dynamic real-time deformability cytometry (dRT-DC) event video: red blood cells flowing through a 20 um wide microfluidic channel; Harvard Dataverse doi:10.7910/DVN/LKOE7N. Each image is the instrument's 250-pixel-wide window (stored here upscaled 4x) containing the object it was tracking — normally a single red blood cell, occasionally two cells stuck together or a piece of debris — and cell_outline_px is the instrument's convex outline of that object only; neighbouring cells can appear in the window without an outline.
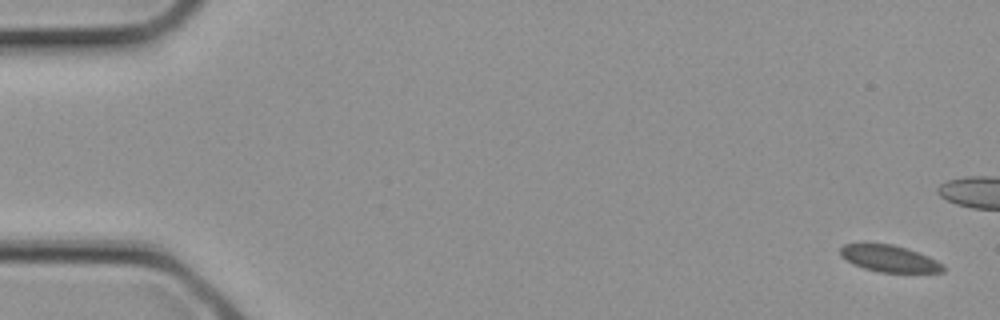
{"species": "common noctule bat (a hibernating species)", "species_latin": "Nyctalus noctula", "temperature_condition": "cold", "stored_images_in_passage": 4, "camera_frame_rate_fps": 3000, "um_per_image_px": 0.085, "animal": {"sex": "female", "body_mass_g": 21.9}, "frame": {"image": 1, "passage_image": 1, "time_ms": 0.0, "image_size_px": [1000, 320], "cell_outline_px": [[944, 272], [880, 272], [864, 268], [852, 264], [840, 256], [840, 248], [844, 244], [892, 244], [928, 256], [944, 264]], "centroid_in_image_um": [75.58, 21.99], "position_along_channel_um": 9.4, "area_um2": 15.78}}
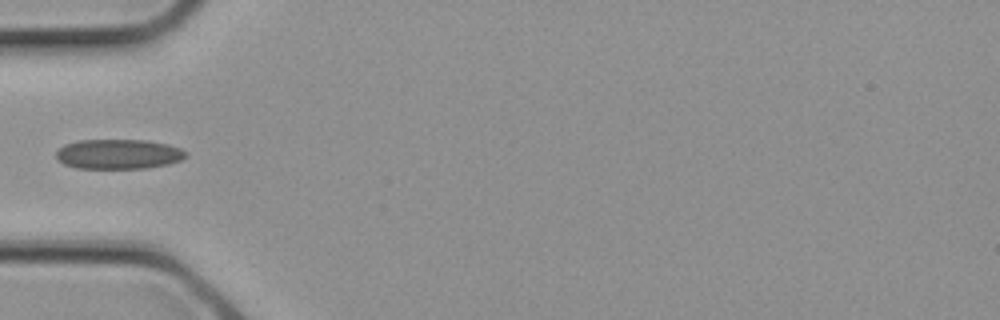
{"frame": {"image": 2, "passage_image": 4, "time_ms": 1.0, "image_size_px": [1000, 320], "cell_outline_px": [[188, 156], [180, 160], [168, 164], [144, 168], [76, 168], [64, 164], [56, 160], [56, 152], [64, 144], [76, 140], [144, 140], [168, 144], [180, 148], [188, 152]], "centroid_in_image_um": [10.06, 13.09], "position_along_channel_um": 74.9, "area_um2": 22.66}}